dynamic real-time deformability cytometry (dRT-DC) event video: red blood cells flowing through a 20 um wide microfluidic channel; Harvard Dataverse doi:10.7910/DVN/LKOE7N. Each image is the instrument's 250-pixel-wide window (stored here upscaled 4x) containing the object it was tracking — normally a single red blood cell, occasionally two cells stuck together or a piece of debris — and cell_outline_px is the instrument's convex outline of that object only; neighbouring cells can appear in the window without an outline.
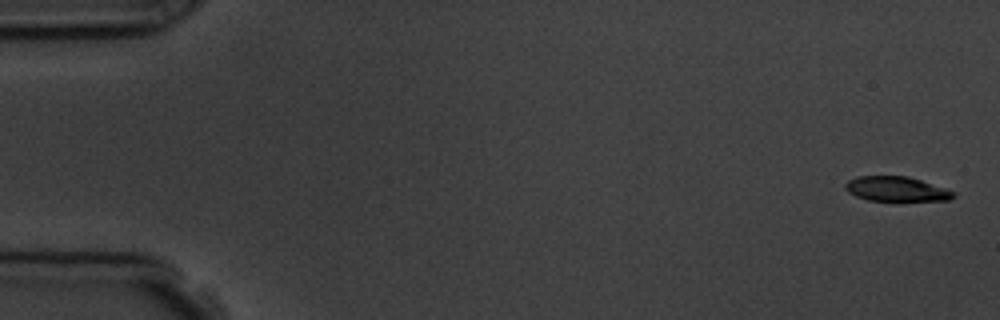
{"species": "common noctule bat (a hibernating species)", "species_latin": "Nyctalus noctula", "temperature_condition": "room temperature", "stored_images_in_passage": 5, "camera_frame_rate_fps": 3000, "um_per_image_px": 0.085, "animal": {"sex": "male", "body_mass_g": 19.5, "forearm_length_mm": 54.6}, "frame": {"image": 1, "passage_image": 1, "time_ms": 0.0, "image_size_px": [1000, 320], "cell_outline_px": [[956, 196], [948, 200], [868, 200], [856, 196], [848, 192], [844, 188], [844, 184], [848, 180], [856, 176], [908, 176], [956, 192]], "centroid_in_image_um": [76.15, 16.05], "position_along_channel_um": 8.8, "area_um2": 15.43}}
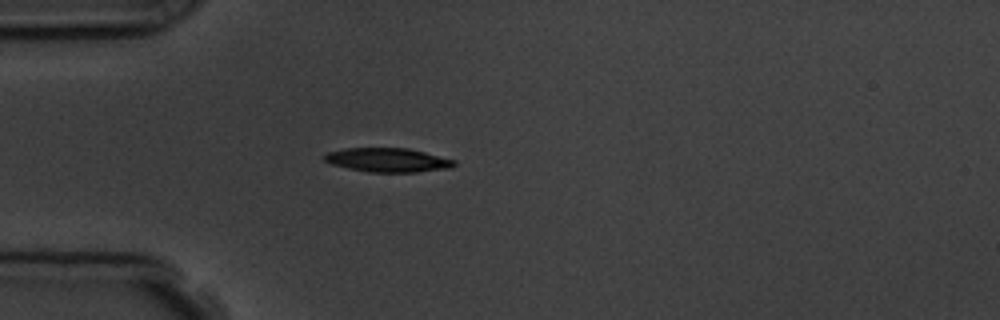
{"frame": {"image": 2, "passage_image": 5, "time_ms": 4.667, "image_size_px": [1000, 320], "cell_outline_px": [[456, 164], [452, 168], [416, 172], [368, 172], [348, 168], [332, 164], [324, 160], [324, 156], [328, 152], [344, 148], [408, 148], [456, 160]], "centroid_in_image_um": [32.98, 13.6], "position_along_channel_um": 52.0, "area_um2": 18.15}}